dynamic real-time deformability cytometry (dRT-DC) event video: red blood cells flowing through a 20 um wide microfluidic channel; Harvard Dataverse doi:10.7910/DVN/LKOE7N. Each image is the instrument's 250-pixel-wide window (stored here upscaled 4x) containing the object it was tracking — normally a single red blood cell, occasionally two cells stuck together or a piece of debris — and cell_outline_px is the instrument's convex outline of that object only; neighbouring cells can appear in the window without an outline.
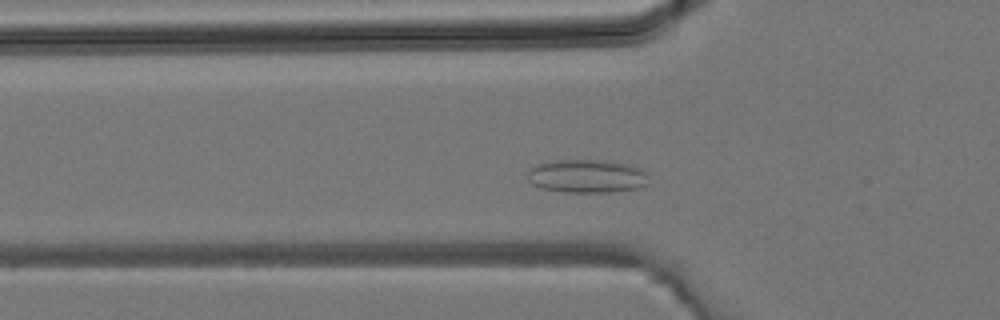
{"species": "common noctule bat (a hibernating species)", "species_latin": "Nyctalus noctula", "temperature_condition": "room temperature", "stored_images_in_passage": 32, "camera_frame_rate_fps": 3000, "um_per_image_px": 0.085, "animal": {"sex": "male", "body_mass_g": 19.2, "forearm_length_mm": 51.8}, "frame": {"image": 1, "passage_image": 6, "time_ms": 1.667, "image_size_px": [1000, 320], "cell_outline_px": [[648, 184], [644, 188], [608, 192], [564, 192], [540, 188], [532, 184], [528, 180], [528, 172], [536, 164], [556, 160], [604, 160], [628, 164], [640, 168], [644, 172]], "centroid_in_image_um": [49.89, 14.98], "position_along_channel_um": 75.9, "area_um2": 23.64}}
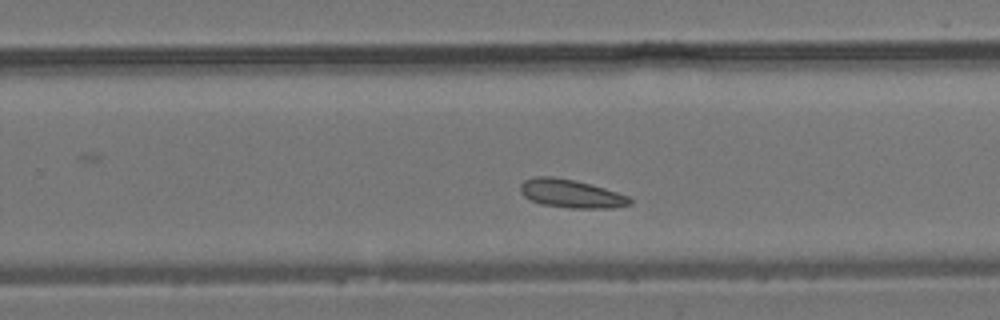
{"frame": {"image": 2, "passage_image": 18, "time_ms": 5.667, "image_size_px": [1000, 320], "cell_outline_px": [[632, 204], [612, 208], [572, 208], [540, 204], [524, 196], [520, 192], [520, 184], [524, 180], [536, 176], [552, 176], [576, 180], [604, 188], [628, 196], [632, 200]], "centroid_in_image_um": [48.52, 16.45], "position_along_channel_um": 281.3, "area_um2": 18.09}}
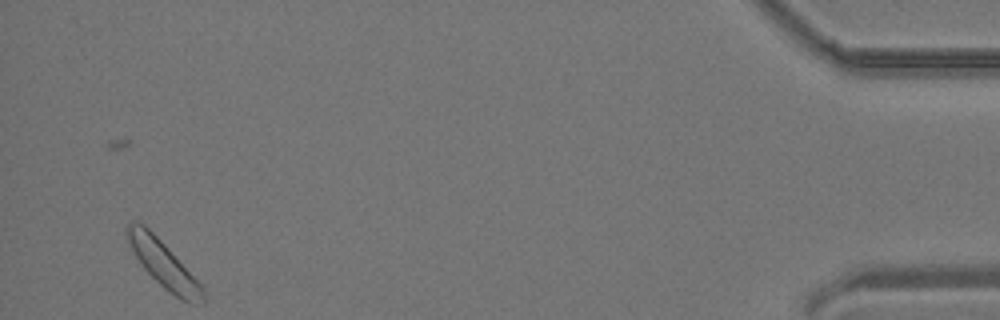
{"frame": {"image": 3, "passage_image": 31, "time_ms": 10.0, "image_size_px": [1000, 320], "cell_outline_px": [[204, 304], [180, 300], [168, 292], [144, 268], [136, 256], [124, 236], [124, 228], [128, 224], [144, 224], [164, 244], [204, 288]], "centroid_in_image_um": [13.88, 22.47], "position_along_channel_um": 421.3, "area_um2": 19.94}}